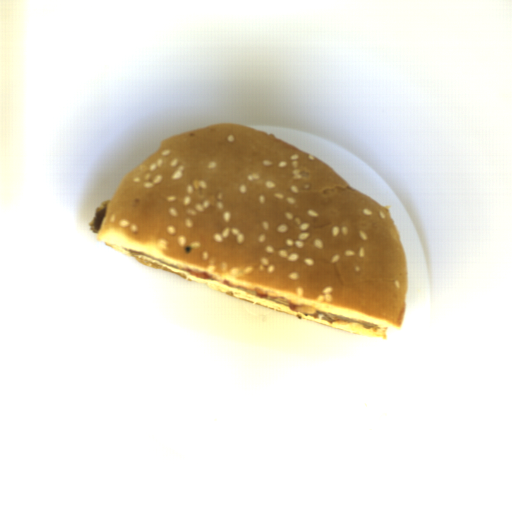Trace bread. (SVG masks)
Listing matches in <instances>:
<instances>
[{
	"label": "bread",
	"mask_w": 512,
	"mask_h": 512,
	"mask_svg": "<svg viewBox=\"0 0 512 512\" xmlns=\"http://www.w3.org/2000/svg\"><path fill=\"white\" fill-rule=\"evenodd\" d=\"M391 206L273 133L211 123L163 139L122 176L96 239L239 300L385 340L402 327L409 290ZM125 249L381 329L331 325Z\"/></svg>",
	"instance_id": "bread-1"
}]
</instances>
